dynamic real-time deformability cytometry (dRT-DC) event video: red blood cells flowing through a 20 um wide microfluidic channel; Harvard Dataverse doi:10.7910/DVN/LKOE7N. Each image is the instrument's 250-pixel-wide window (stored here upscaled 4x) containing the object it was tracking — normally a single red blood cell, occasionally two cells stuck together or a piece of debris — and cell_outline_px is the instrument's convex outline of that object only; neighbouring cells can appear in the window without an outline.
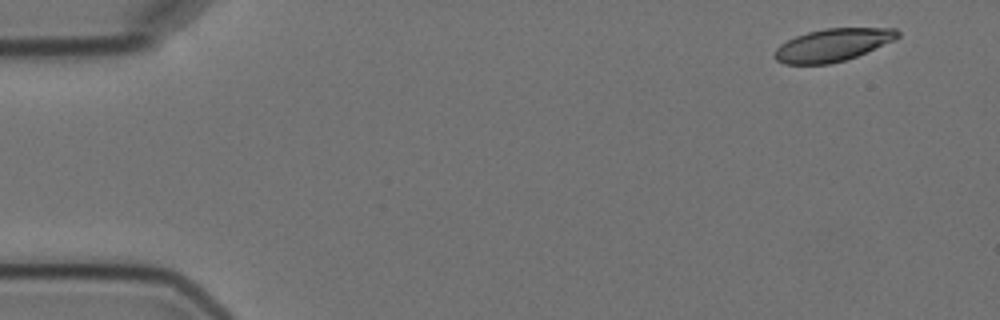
{"species": "Egyptian fruit bat (a non-hibernating species)", "species_latin": "Rousettus aegyptiacus", "temperature_condition": "cold", "stored_images_in_passage": 8, "camera_frame_rate_fps": 3000, "um_per_image_px": 0.085, "animal": {"sex": "female"}, "frame": {"image": 1, "passage_image": 1, "time_ms": 0.0, "image_size_px": [1000, 320], "cell_outline_px": [[900, 36], [896, 40], [856, 56], [844, 60], [828, 64], [784, 64], [776, 60], [772, 56], [776, 48], [780, 44], [796, 36], [808, 32], [824, 28], [896, 28], [900, 32]], "centroid_in_image_um": [70.78, 3.82], "position_along_channel_um": 14.2, "area_um2": 23.47}}
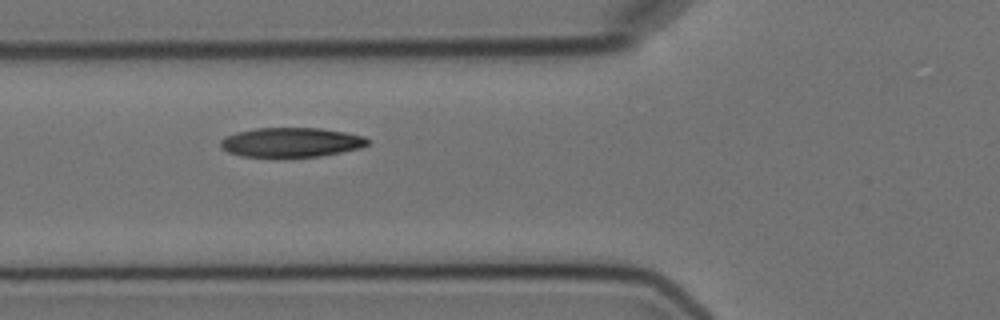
{"frame": {"image": 2, "passage_image": 6, "time_ms": 5.667, "image_size_px": [1000, 320], "cell_outline_px": [[372, 144], [360, 148], [320, 156], [240, 156], [228, 152], [220, 148], [220, 140], [236, 132], [256, 128], [320, 128], [344, 132], [364, 136], [372, 140]], "centroid_in_image_um": [24.79, 12.09], "position_along_channel_um": 101.0, "area_um2": 25.2}}
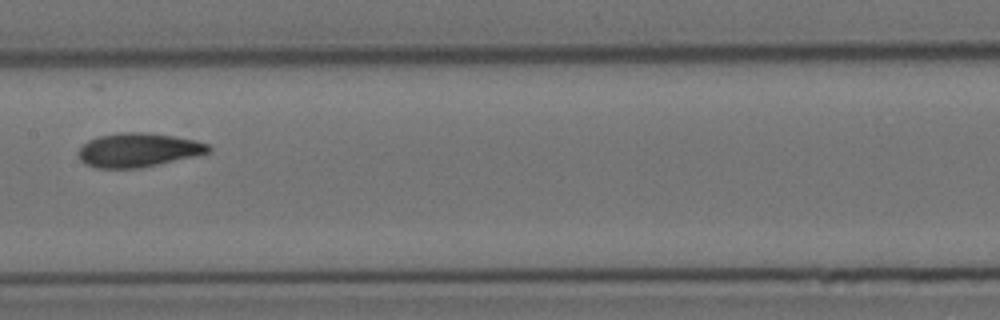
{"frame": {"image": 3, "passage_image": 8, "time_ms": 8.333, "image_size_px": [1000, 320], "cell_outline_px": [[212, 152], [196, 156], [140, 168], [96, 168], [84, 164], [80, 160], [76, 152], [88, 140], [100, 136], [120, 132], [148, 132], [176, 136], [196, 140], [208, 144], [212, 148]], "centroid_in_image_um": [11.77, 12.75], "position_along_channel_um": 195.6, "area_um2": 26.07}}